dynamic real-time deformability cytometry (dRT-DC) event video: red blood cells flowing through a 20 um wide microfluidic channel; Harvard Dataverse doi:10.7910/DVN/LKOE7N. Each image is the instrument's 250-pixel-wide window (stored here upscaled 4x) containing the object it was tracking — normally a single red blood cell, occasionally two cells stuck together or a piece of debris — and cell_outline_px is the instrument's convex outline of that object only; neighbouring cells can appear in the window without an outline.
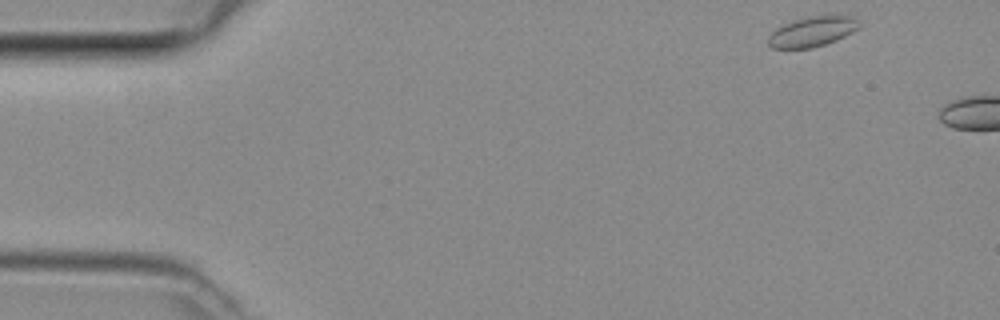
{"species": "common noctule bat (a hibernating species)", "species_latin": "Nyctalus noctula", "temperature_condition": "room temperature", "stored_images_in_passage": 4, "camera_frame_rate_fps": 3000, "um_per_image_px": 0.085, "animal": {"sex": "female", "body_mass_g": 29.2, "forearm_length_mm": 56.3}, "frame": {"image": 1, "passage_image": 1, "time_ms": 0.0, "image_size_px": [1000, 320], "cell_outline_px": [[860, 28], [836, 40], [812, 48], [772, 48], [768, 44], [768, 36], [776, 28], [792, 20], [812, 16], [836, 12], [844, 12], [860, 20]], "centroid_in_image_um": [69.13, 2.62], "position_along_channel_um": 15.9, "area_um2": 16.53}}